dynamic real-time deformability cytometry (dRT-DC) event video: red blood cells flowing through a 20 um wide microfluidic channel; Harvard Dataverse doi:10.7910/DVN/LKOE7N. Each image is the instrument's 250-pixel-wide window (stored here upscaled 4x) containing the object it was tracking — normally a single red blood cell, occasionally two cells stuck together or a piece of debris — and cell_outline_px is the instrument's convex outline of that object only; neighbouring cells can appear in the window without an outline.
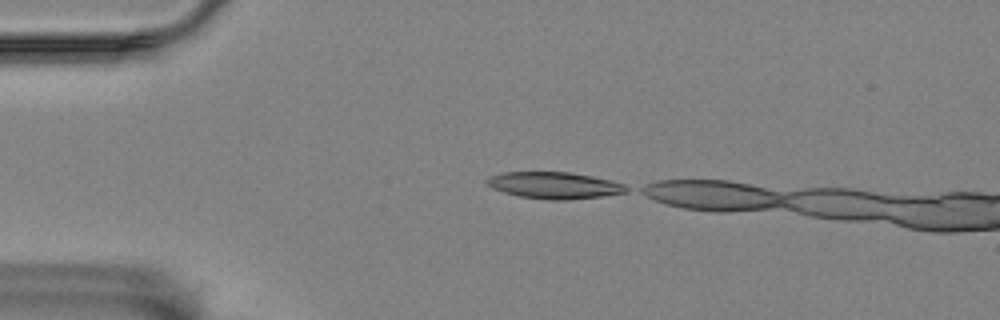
{"species": "Egyptian fruit bat (a non-hibernating species)", "species_latin": "Rousettus aegyptiacus", "temperature_condition": "room temperature", "stored_images_in_passage": 6, "camera_frame_rate_fps": 3000, "um_per_image_px": 0.085, "animal": {"sex": "female"}, "frame": {"image": 1, "passage_image": 1, "time_ms": 0.0, "image_size_px": [1000, 320], "cell_outline_px": [[632, 188], [628, 192], [600, 196], [564, 200], [548, 200], [520, 196], [504, 192], [492, 188], [484, 180], [488, 176], [504, 172], [568, 172], [592, 176], [612, 180], [624, 184]], "centroid_in_image_um": [47.14, 15.75], "position_along_channel_um": 37.9, "area_um2": 21.73}}